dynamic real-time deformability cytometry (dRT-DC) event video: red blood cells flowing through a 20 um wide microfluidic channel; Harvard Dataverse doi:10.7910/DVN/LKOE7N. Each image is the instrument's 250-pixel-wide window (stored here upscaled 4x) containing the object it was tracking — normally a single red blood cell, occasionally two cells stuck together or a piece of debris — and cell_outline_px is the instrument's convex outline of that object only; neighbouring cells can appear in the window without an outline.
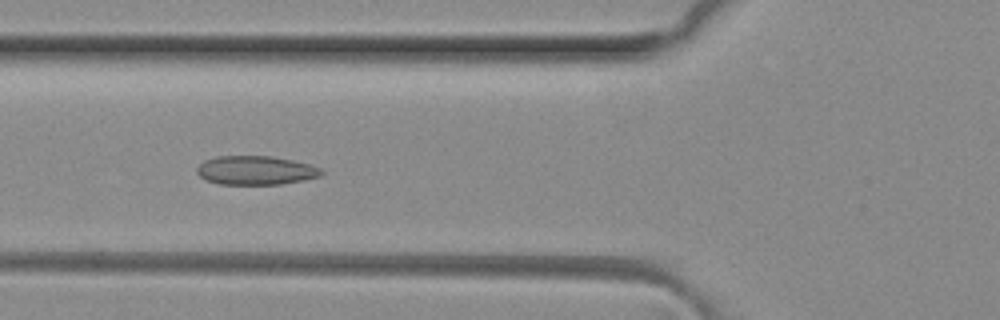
{"species": "common noctule bat (a hibernating species)", "species_latin": "Nyctalus noctula", "temperature_condition": "room temperature", "stored_images_in_passage": 7, "camera_frame_rate_fps": 3000, "um_per_image_px": 0.085, "animal": {"sex": "female", "body_mass_g": 29.2, "forearm_length_mm": 56.3}, "frame": {"image": 1, "passage_image": 5, "time_ms": 1.333, "image_size_px": [1000, 320], "cell_outline_px": [[324, 172], [320, 176], [304, 180], [280, 184], [220, 184], [208, 180], [200, 176], [196, 172], [196, 168], [204, 160], [216, 156], [272, 156], [292, 160], [308, 164], [320, 168]], "centroid_in_image_um": [21.72, 14.47], "position_along_channel_um": 104.1, "area_um2": 20.87}}
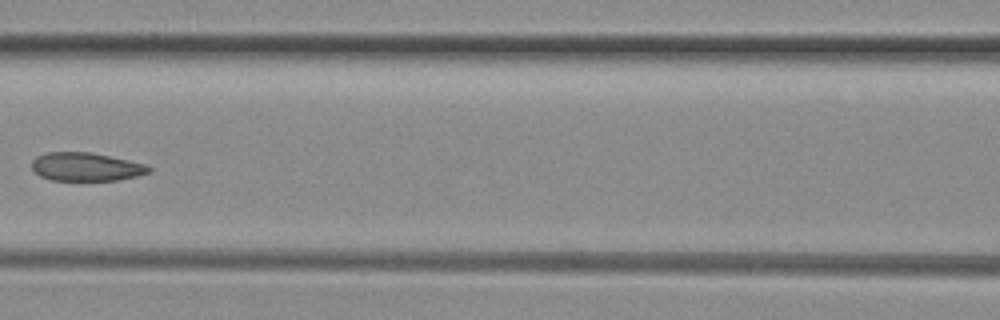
{"frame": {"image": 2, "passage_image": 6, "time_ms": 1.667, "image_size_px": [1000, 320], "cell_outline_px": [[152, 172], [120, 180], [48, 180], [40, 176], [32, 168], [32, 160], [36, 156], [48, 152], [92, 152], [148, 164], [152, 168]], "centroid_in_image_um": [7.35, 14.17], "position_along_channel_um": 159.3, "area_um2": 19.59}}
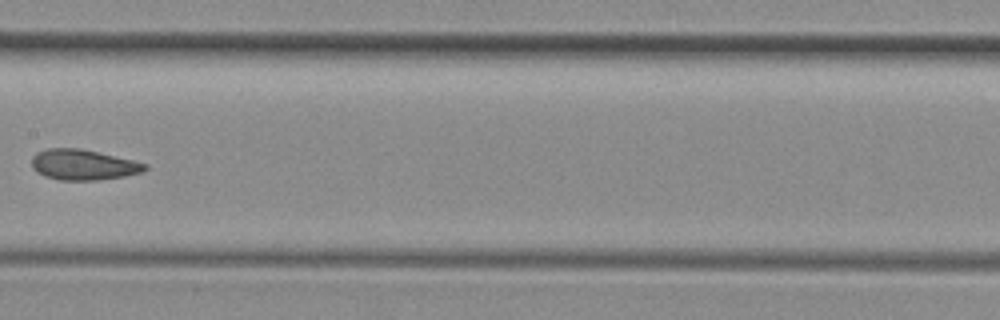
{"frame": {"image": 3, "passage_image": 7, "time_ms": 2.0, "image_size_px": [1000, 320], "cell_outline_px": [[148, 168], [144, 172], [124, 176], [100, 180], [60, 180], [44, 176], [36, 172], [32, 168], [32, 156], [36, 152], [48, 148], [80, 148], [132, 160], [148, 164]], "centroid_in_image_um": [7.06, 14.01], "position_along_channel_um": 200.3, "area_um2": 20.23}}